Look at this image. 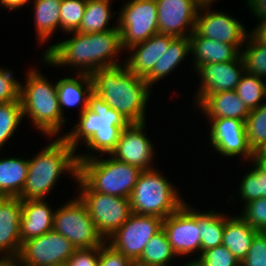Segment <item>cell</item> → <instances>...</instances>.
I'll use <instances>...</instances> for the list:
<instances>
[{"instance_id": "1", "label": "cell", "mask_w": 266, "mask_h": 266, "mask_svg": "<svg viewBox=\"0 0 266 266\" xmlns=\"http://www.w3.org/2000/svg\"><path fill=\"white\" fill-rule=\"evenodd\" d=\"M66 34L71 36L44 49L41 55L43 66L70 67L72 73L92 75L98 69L125 63L124 58L120 57L125 50L118 27L97 33L75 31Z\"/></svg>"}, {"instance_id": "2", "label": "cell", "mask_w": 266, "mask_h": 266, "mask_svg": "<svg viewBox=\"0 0 266 266\" xmlns=\"http://www.w3.org/2000/svg\"><path fill=\"white\" fill-rule=\"evenodd\" d=\"M78 117L79 120H75L72 129L68 132L66 129L62 134L68 145L78 151V160L110 154L119 140L120 133L130 124L94 91L88 97V108ZM83 145L88 151H79L78 147Z\"/></svg>"}, {"instance_id": "3", "label": "cell", "mask_w": 266, "mask_h": 266, "mask_svg": "<svg viewBox=\"0 0 266 266\" xmlns=\"http://www.w3.org/2000/svg\"><path fill=\"white\" fill-rule=\"evenodd\" d=\"M91 78L93 91L129 123L148 122L146 108L153 90L144 78L136 76L125 64L98 69Z\"/></svg>"}, {"instance_id": "4", "label": "cell", "mask_w": 266, "mask_h": 266, "mask_svg": "<svg viewBox=\"0 0 266 266\" xmlns=\"http://www.w3.org/2000/svg\"><path fill=\"white\" fill-rule=\"evenodd\" d=\"M47 140H51L48 145L32 155V158L28 156V175L19 196L21 200L48 199L65 173H69L72 180H77V152L63 137H51Z\"/></svg>"}, {"instance_id": "5", "label": "cell", "mask_w": 266, "mask_h": 266, "mask_svg": "<svg viewBox=\"0 0 266 266\" xmlns=\"http://www.w3.org/2000/svg\"><path fill=\"white\" fill-rule=\"evenodd\" d=\"M25 81H20V101L23 118L29 119L35 130L45 138L62 137L67 117H63L57 83L43 75L39 68L33 66L25 71ZM60 135V136H59Z\"/></svg>"}, {"instance_id": "6", "label": "cell", "mask_w": 266, "mask_h": 266, "mask_svg": "<svg viewBox=\"0 0 266 266\" xmlns=\"http://www.w3.org/2000/svg\"><path fill=\"white\" fill-rule=\"evenodd\" d=\"M143 170L109 154L78 160V177L93 191L130 198Z\"/></svg>"}, {"instance_id": "7", "label": "cell", "mask_w": 266, "mask_h": 266, "mask_svg": "<svg viewBox=\"0 0 266 266\" xmlns=\"http://www.w3.org/2000/svg\"><path fill=\"white\" fill-rule=\"evenodd\" d=\"M162 173L156 167L141 172L129 198L132 213L165 219L187 201Z\"/></svg>"}, {"instance_id": "8", "label": "cell", "mask_w": 266, "mask_h": 266, "mask_svg": "<svg viewBox=\"0 0 266 266\" xmlns=\"http://www.w3.org/2000/svg\"><path fill=\"white\" fill-rule=\"evenodd\" d=\"M75 183L76 194L79 193L77 196L85 204L98 233L108 240L132 213L130 199L93 191L79 177Z\"/></svg>"}, {"instance_id": "9", "label": "cell", "mask_w": 266, "mask_h": 266, "mask_svg": "<svg viewBox=\"0 0 266 266\" xmlns=\"http://www.w3.org/2000/svg\"><path fill=\"white\" fill-rule=\"evenodd\" d=\"M53 230L68 239L75 249L100 247L106 242L77 195L55 209Z\"/></svg>"}, {"instance_id": "10", "label": "cell", "mask_w": 266, "mask_h": 266, "mask_svg": "<svg viewBox=\"0 0 266 266\" xmlns=\"http://www.w3.org/2000/svg\"><path fill=\"white\" fill-rule=\"evenodd\" d=\"M117 13V26L125 51L159 33L156 0H124Z\"/></svg>"}, {"instance_id": "11", "label": "cell", "mask_w": 266, "mask_h": 266, "mask_svg": "<svg viewBox=\"0 0 266 266\" xmlns=\"http://www.w3.org/2000/svg\"><path fill=\"white\" fill-rule=\"evenodd\" d=\"M162 229L178 258L187 256L190 260H196L200 256L201 232L196 223V208L189 205L188 201L163 219Z\"/></svg>"}, {"instance_id": "12", "label": "cell", "mask_w": 266, "mask_h": 266, "mask_svg": "<svg viewBox=\"0 0 266 266\" xmlns=\"http://www.w3.org/2000/svg\"><path fill=\"white\" fill-rule=\"evenodd\" d=\"M211 6H214L213 2H202L197 13L194 32L200 37L228 44H245L250 29L230 12L215 10Z\"/></svg>"}, {"instance_id": "13", "label": "cell", "mask_w": 266, "mask_h": 266, "mask_svg": "<svg viewBox=\"0 0 266 266\" xmlns=\"http://www.w3.org/2000/svg\"><path fill=\"white\" fill-rule=\"evenodd\" d=\"M205 119L210 125L208 142L212 151L226 159L230 157L233 160V157L238 156L243 163L254 159L255 154L248 144L244 121L235 118Z\"/></svg>"}, {"instance_id": "14", "label": "cell", "mask_w": 266, "mask_h": 266, "mask_svg": "<svg viewBox=\"0 0 266 266\" xmlns=\"http://www.w3.org/2000/svg\"><path fill=\"white\" fill-rule=\"evenodd\" d=\"M163 219L131 213L126 222L106 242L134 262L151 237L162 229Z\"/></svg>"}, {"instance_id": "15", "label": "cell", "mask_w": 266, "mask_h": 266, "mask_svg": "<svg viewBox=\"0 0 266 266\" xmlns=\"http://www.w3.org/2000/svg\"><path fill=\"white\" fill-rule=\"evenodd\" d=\"M75 251L71 242L54 230L22 242L18 254L23 266L65 264Z\"/></svg>"}, {"instance_id": "16", "label": "cell", "mask_w": 266, "mask_h": 266, "mask_svg": "<svg viewBox=\"0 0 266 266\" xmlns=\"http://www.w3.org/2000/svg\"><path fill=\"white\" fill-rule=\"evenodd\" d=\"M146 127L147 122L130 123L120 133L119 140L109 155L141 170L154 169L156 150L153 141L146 134Z\"/></svg>"}, {"instance_id": "17", "label": "cell", "mask_w": 266, "mask_h": 266, "mask_svg": "<svg viewBox=\"0 0 266 266\" xmlns=\"http://www.w3.org/2000/svg\"><path fill=\"white\" fill-rule=\"evenodd\" d=\"M200 83L195 90L193 108H196L207 96L222 91H233L245 73V64L240 55L233 61L208 63L197 71Z\"/></svg>"}, {"instance_id": "18", "label": "cell", "mask_w": 266, "mask_h": 266, "mask_svg": "<svg viewBox=\"0 0 266 266\" xmlns=\"http://www.w3.org/2000/svg\"><path fill=\"white\" fill-rule=\"evenodd\" d=\"M156 4L160 34L189 37L194 32L201 0H156Z\"/></svg>"}, {"instance_id": "19", "label": "cell", "mask_w": 266, "mask_h": 266, "mask_svg": "<svg viewBox=\"0 0 266 266\" xmlns=\"http://www.w3.org/2000/svg\"><path fill=\"white\" fill-rule=\"evenodd\" d=\"M175 38L160 33L152 35L144 42L135 44L125 51L127 55L124 56V64L136 76L145 78Z\"/></svg>"}, {"instance_id": "20", "label": "cell", "mask_w": 266, "mask_h": 266, "mask_svg": "<svg viewBox=\"0 0 266 266\" xmlns=\"http://www.w3.org/2000/svg\"><path fill=\"white\" fill-rule=\"evenodd\" d=\"M189 37L192 60L191 73L193 71L195 73L204 64L223 63L237 59L241 55V49L244 46V44H228L200 37L195 32Z\"/></svg>"}, {"instance_id": "21", "label": "cell", "mask_w": 266, "mask_h": 266, "mask_svg": "<svg viewBox=\"0 0 266 266\" xmlns=\"http://www.w3.org/2000/svg\"><path fill=\"white\" fill-rule=\"evenodd\" d=\"M21 211L19 197H0V256H16L20 252Z\"/></svg>"}, {"instance_id": "22", "label": "cell", "mask_w": 266, "mask_h": 266, "mask_svg": "<svg viewBox=\"0 0 266 266\" xmlns=\"http://www.w3.org/2000/svg\"><path fill=\"white\" fill-rule=\"evenodd\" d=\"M49 203L46 199L22 200L21 243L53 230L55 207Z\"/></svg>"}, {"instance_id": "23", "label": "cell", "mask_w": 266, "mask_h": 266, "mask_svg": "<svg viewBox=\"0 0 266 266\" xmlns=\"http://www.w3.org/2000/svg\"><path fill=\"white\" fill-rule=\"evenodd\" d=\"M57 93L60 109L65 117L64 109L78 108L80 115L88 108V97L93 92L91 75L72 73L59 78L57 81Z\"/></svg>"}, {"instance_id": "24", "label": "cell", "mask_w": 266, "mask_h": 266, "mask_svg": "<svg viewBox=\"0 0 266 266\" xmlns=\"http://www.w3.org/2000/svg\"><path fill=\"white\" fill-rule=\"evenodd\" d=\"M204 118H235L245 122L250 110L236 91H222L207 96L196 108ZM200 110V111H199Z\"/></svg>"}, {"instance_id": "25", "label": "cell", "mask_w": 266, "mask_h": 266, "mask_svg": "<svg viewBox=\"0 0 266 266\" xmlns=\"http://www.w3.org/2000/svg\"><path fill=\"white\" fill-rule=\"evenodd\" d=\"M188 56H191L190 37H176L170 43L168 50H164L151 72L144 78L145 81L153 89L158 81L169 78L167 76L177 71L178 66L185 65L184 62L188 61Z\"/></svg>"}, {"instance_id": "26", "label": "cell", "mask_w": 266, "mask_h": 266, "mask_svg": "<svg viewBox=\"0 0 266 266\" xmlns=\"http://www.w3.org/2000/svg\"><path fill=\"white\" fill-rule=\"evenodd\" d=\"M62 0H32L33 19L38 45L50 42L54 33L60 30V9Z\"/></svg>"}, {"instance_id": "27", "label": "cell", "mask_w": 266, "mask_h": 266, "mask_svg": "<svg viewBox=\"0 0 266 266\" xmlns=\"http://www.w3.org/2000/svg\"><path fill=\"white\" fill-rule=\"evenodd\" d=\"M259 231L251 227L239 215H230L225 220L222 245L240 261L247 256L253 238Z\"/></svg>"}, {"instance_id": "28", "label": "cell", "mask_w": 266, "mask_h": 266, "mask_svg": "<svg viewBox=\"0 0 266 266\" xmlns=\"http://www.w3.org/2000/svg\"><path fill=\"white\" fill-rule=\"evenodd\" d=\"M27 175L26 157H0V197H19L23 192Z\"/></svg>"}, {"instance_id": "29", "label": "cell", "mask_w": 266, "mask_h": 266, "mask_svg": "<svg viewBox=\"0 0 266 266\" xmlns=\"http://www.w3.org/2000/svg\"><path fill=\"white\" fill-rule=\"evenodd\" d=\"M113 1L115 0H87L85 14L77 32L97 33L116 29L118 27L116 18L114 21L116 23L111 24L114 16L118 15L117 11L111 10Z\"/></svg>"}, {"instance_id": "30", "label": "cell", "mask_w": 266, "mask_h": 266, "mask_svg": "<svg viewBox=\"0 0 266 266\" xmlns=\"http://www.w3.org/2000/svg\"><path fill=\"white\" fill-rule=\"evenodd\" d=\"M227 212L206 210L203 212L196 206V223L200 229L201 253L210 248L222 245Z\"/></svg>"}, {"instance_id": "31", "label": "cell", "mask_w": 266, "mask_h": 266, "mask_svg": "<svg viewBox=\"0 0 266 266\" xmlns=\"http://www.w3.org/2000/svg\"><path fill=\"white\" fill-rule=\"evenodd\" d=\"M248 163H250L249 165H252V167L248 168L250 169L248 172L245 171L246 174H244L240 180L238 188L236 189L239 195L235 196L234 193H231V195L229 194V198L225 201L226 204H233L232 201H237L238 197L240 198L238 202L241 200L240 204L244 203L243 206L250 201L266 198V171L254 159Z\"/></svg>"}, {"instance_id": "32", "label": "cell", "mask_w": 266, "mask_h": 266, "mask_svg": "<svg viewBox=\"0 0 266 266\" xmlns=\"http://www.w3.org/2000/svg\"><path fill=\"white\" fill-rule=\"evenodd\" d=\"M175 259L177 261L179 258L174 253L164 230L161 229L151 237L135 263L140 266H172L176 263Z\"/></svg>"}, {"instance_id": "33", "label": "cell", "mask_w": 266, "mask_h": 266, "mask_svg": "<svg viewBox=\"0 0 266 266\" xmlns=\"http://www.w3.org/2000/svg\"><path fill=\"white\" fill-rule=\"evenodd\" d=\"M248 144L254 154L266 148V101L250 111L245 120Z\"/></svg>"}, {"instance_id": "34", "label": "cell", "mask_w": 266, "mask_h": 266, "mask_svg": "<svg viewBox=\"0 0 266 266\" xmlns=\"http://www.w3.org/2000/svg\"><path fill=\"white\" fill-rule=\"evenodd\" d=\"M235 91L251 111L266 101V80L245 72Z\"/></svg>"}, {"instance_id": "35", "label": "cell", "mask_w": 266, "mask_h": 266, "mask_svg": "<svg viewBox=\"0 0 266 266\" xmlns=\"http://www.w3.org/2000/svg\"><path fill=\"white\" fill-rule=\"evenodd\" d=\"M23 111L20 99L13 102L0 103V153L1 149L10 143L16 130L22 125Z\"/></svg>"}, {"instance_id": "36", "label": "cell", "mask_w": 266, "mask_h": 266, "mask_svg": "<svg viewBox=\"0 0 266 266\" xmlns=\"http://www.w3.org/2000/svg\"><path fill=\"white\" fill-rule=\"evenodd\" d=\"M245 72L266 80V45L257 42L250 34L241 49Z\"/></svg>"}, {"instance_id": "37", "label": "cell", "mask_w": 266, "mask_h": 266, "mask_svg": "<svg viewBox=\"0 0 266 266\" xmlns=\"http://www.w3.org/2000/svg\"><path fill=\"white\" fill-rule=\"evenodd\" d=\"M87 0H62L60 9V31L62 34L78 30L85 14Z\"/></svg>"}, {"instance_id": "38", "label": "cell", "mask_w": 266, "mask_h": 266, "mask_svg": "<svg viewBox=\"0 0 266 266\" xmlns=\"http://www.w3.org/2000/svg\"><path fill=\"white\" fill-rule=\"evenodd\" d=\"M195 261L201 266H241L240 261L224 245L203 251Z\"/></svg>"}, {"instance_id": "39", "label": "cell", "mask_w": 266, "mask_h": 266, "mask_svg": "<svg viewBox=\"0 0 266 266\" xmlns=\"http://www.w3.org/2000/svg\"><path fill=\"white\" fill-rule=\"evenodd\" d=\"M239 215L251 227L266 232V198H259L246 203Z\"/></svg>"}, {"instance_id": "40", "label": "cell", "mask_w": 266, "mask_h": 266, "mask_svg": "<svg viewBox=\"0 0 266 266\" xmlns=\"http://www.w3.org/2000/svg\"><path fill=\"white\" fill-rule=\"evenodd\" d=\"M15 77L12 69L0 67V103L20 99V80Z\"/></svg>"}, {"instance_id": "41", "label": "cell", "mask_w": 266, "mask_h": 266, "mask_svg": "<svg viewBox=\"0 0 266 266\" xmlns=\"http://www.w3.org/2000/svg\"><path fill=\"white\" fill-rule=\"evenodd\" d=\"M241 266H266V232L259 231L251 243Z\"/></svg>"}, {"instance_id": "42", "label": "cell", "mask_w": 266, "mask_h": 266, "mask_svg": "<svg viewBox=\"0 0 266 266\" xmlns=\"http://www.w3.org/2000/svg\"><path fill=\"white\" fill-rule=\"evenodd\" d=\"M135 262L105 242L99 247L98 266H133Z\"/></svg>"}, {"instance_id": "43", "label": "cell", "mask_w": 266, "mask_h": 266, "mask_svg": "<svg viewBox=\"0 0 266 266\" xmlns=\"http://www.w3.org/2000/svg\"><path fill=\"white\" fill-rule=\"evenodd\" d=\"M99 247L75 249L66 262L67 266H98Z\"/></svg>"}, {"instance_id": "44", "label": "cell", "mask_w": 266, "mask_h": 266, "mask_svg": "<svg viewBox=\"0 0 266 266\" xmlns=\"http://www.w3.org/2000/svg\"><path fill=\"white\" fill-rule=\"evenodd\" d=\"M245 7L257 23L266 21V0H246Z\"/></svg>"}, {"instance_id": "45", "label": "cell", "mask_w": 266, "mask_h": 266, "mask_svg": "<svg viewBox=\"0 0 266 266\" xmlns=\"http://www.w3.org/2000/svg\"><path fill=\"white\" fill-rule=\"evenodd\" d=\"M252 29V30H251ZM249 34L259 43L266 45V21L259 22L251 28Z\"/></svg>"}, {"instance_id": "46", "label": "cell", "mask_w": 266, "mask_h": 266, "mask_svg": "<svg viewBox=\"0 0 266 266\" xmlns=\"http://www.w3.org/2000/svg\"><path fill=\"white\" fill-rule=\"evenodd\" d=\"M32 0H0V7L1 8H5L9 10V12L12 10H20V8L22 9L24 6L31 4ZM29 3V4H28Z\"/></svg>"}, {"instance_id": "47", "label": "cell", "mask_w": 266, "mask_h": 266, "mask_svg": "<svg viewBox=\"0 0 266 266\" xmlns=\"http://www.w3.org/2000/svg\"><path fill=\"white\" fill-rule=\"evenodd\" d=\"M0 266H23L18 255L0 256Z\"/></svg>"}, {"instance_id": "48", "label": "cell", "mask_w": 266, "mask_h": 266, "mask_svg": "<svg viewBox=\"0 0 266 266\" xmlns=\"http://www.w3.org/2000/svg\"><path fill=\"white\" fill-rule=\"evenodd\" d=\"M254 160L266 171V153L264 151L256 153Z\"/></svg>"}, {"instance_id": "49", "label": "cell", "mask_w": 266, "mask_h": 266, "mask_svg": "<svg viewBox=\"0 0 266 266\" xmlns=\"http://www.w3.org/2000/svg\"><path fill=\"white\" fill-rule=\"evenodd\" d=\"M187 260L186 262L184 261V264L181 266H201L197 261L195 260H189L188 258H185Z\"/></svg>"}, {"instance_id": "50", "label": "cell", "mask_w": 266, "mask_h": 266, "mask_svg": "<svg viewBox=\"0 0 266 266\" xmlns=\"http://www.w3.org/2000/svg\"><path fill=\"white\" fill-rule=\"evenodd\" d=\"M202 2H218V1H216V0H201Z\"/></svg>"}, {"instance_id": "51", "label": "cell", "mask_w": 266, "mask_h": 266, "mask_svg": "<svg viewBox=\"0 0 266 266\" xmlns=\"http://www.w3.org/2000/svg\"><path fill=\"white\" fill-rule=\"evenodd\" d=\"M56 266H67L66 263L65 264H61V265H56Z\"/></svg>"}]
</instances>
